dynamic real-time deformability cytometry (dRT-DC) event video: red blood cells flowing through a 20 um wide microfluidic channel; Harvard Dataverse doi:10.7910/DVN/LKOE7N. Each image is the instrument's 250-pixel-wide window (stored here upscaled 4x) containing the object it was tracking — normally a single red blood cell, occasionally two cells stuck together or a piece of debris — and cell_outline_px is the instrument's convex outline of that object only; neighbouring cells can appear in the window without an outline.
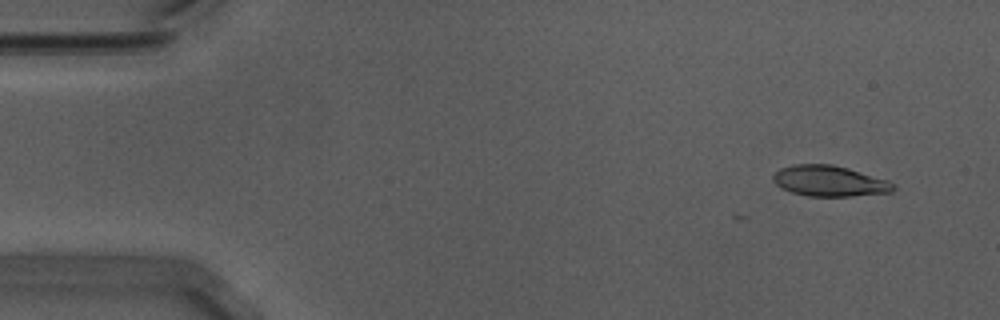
{"species": "Egyptian fruit bat (a non-hibernating species)", "species_latin": "Rousettus aegyptiacus", "temperature_condition": "warm", "stored_images_in_passage": 3, "camera_frame_rate_fps": 3000, "um_per_image_px": 0.085, "animal": {"sex": "male"}, "frame": {"image": 1, "passage_image": 3, "time_ms": 0.667, "image_size_px": [1000, 320], "cell_outline_px": [[896, 188], [892, 192], [852, 196], [808, 196], [792, 192], [776, 184], [772, 180], [772, 176], [780, 168], [796, 164], [832, 164], [848, 168], [888, 180]], "centroid_in_image_um": [70.51, 15.38], "position_along_channel_um": 14.5, "area_um2": 21.39}}